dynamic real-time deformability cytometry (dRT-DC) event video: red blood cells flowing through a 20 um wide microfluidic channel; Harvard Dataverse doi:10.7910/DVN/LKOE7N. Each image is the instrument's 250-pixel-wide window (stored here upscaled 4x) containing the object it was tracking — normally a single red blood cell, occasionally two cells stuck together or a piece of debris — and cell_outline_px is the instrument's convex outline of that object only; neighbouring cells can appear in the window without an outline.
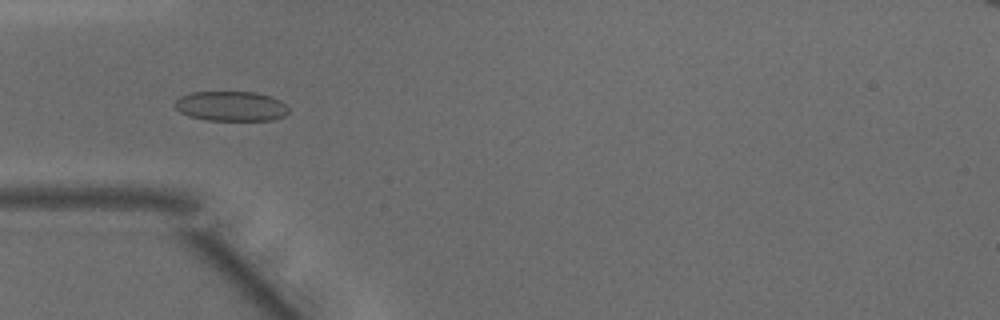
{"species": "common noctule bat (a hibernating species)", "species_latin": "Nyctalus noctula", "temperature_condition": "warm", "stored_images_in_passage": 48, "camera_frame_rate_fps": 3000, "um_per_image_px": 0.085, "animal": {"sex": "male", "body_mass_g": 15.6}, "frame": {"image": 1, "passage_image": 15, "time_ms": 4.667, "image_size_px": [1000, 320], "cell_outline_px": [[288, 112], [284, 116], [272, 120], [208, 120], [188, 116], [180, 112], [176, 108], [176, 100], [180, 96], [192, 92], [256, 92], [272, 96], [280, 100], [288, 108]], "centroid_in_image_um": [19.65, 9.02], "position_along_channel_um": 65.4, "area_um2": 19.77}}
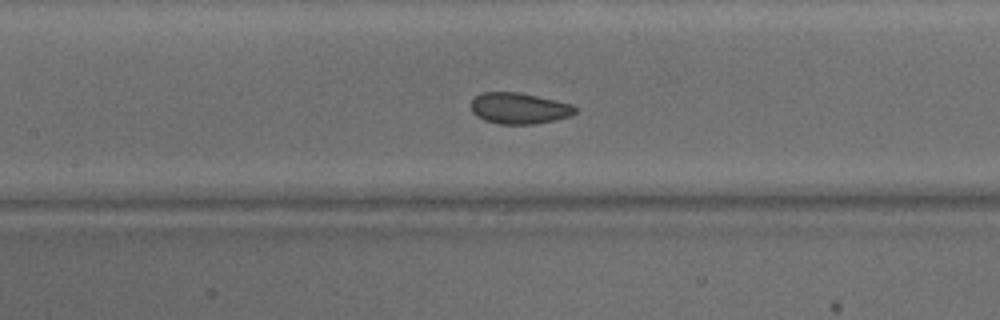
{"frame": {"image": 2, "passage_image": 22, "time_ms": 7.0, "image_size_px": [1000, 320], "cell_outline_px": [[576, 112], [568, 116], [536, 124], [500, 124], [484, 120], [476, 116], [472, 112], [472, 100], [476, 96], [484, 92], [520, 92], [556, 100], [572, 104], [576, 108]], "centroid_in_image_um": [44.11, 9.2], "position_along_channel_um": 163.3, "area_um2": 18.79}}
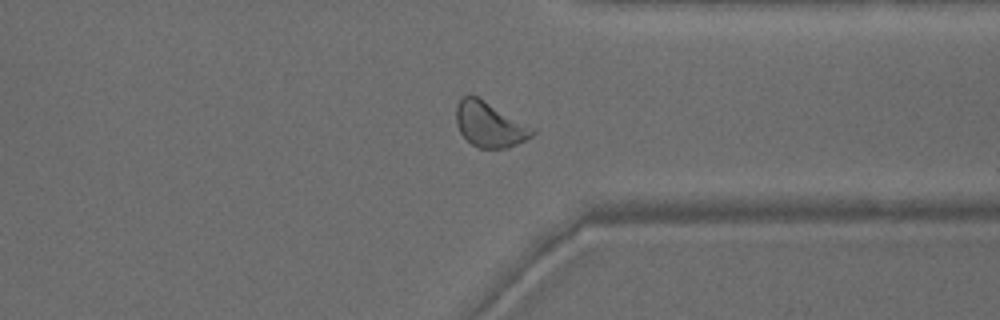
{"frame": {"image": 3, "passage_image": 37, "time_ms": 12.0, "image_size_px": [1000, 320], "cell_outline_px": [[536, 132], [532, 136], [508, 148], [480, 148], [472, 144], [460, 132], [456, 124], [456, 104], [464, 96], [476, 96], [484, 100], [536, 128]], "centroid_in_image_um": [41.64, 10.59], "position_along_channel_um": 369.8, "area_um2": 19.94}, "authors_computed_cell_mechanics": {"area_um2": 20.0855, "velocity_mm_per_s": 4.1746, "shape_relaxation_time_tau1_ms": 5.7515, "shape_relaxation_time_tau2_ms": 3.0052, "deformation_change_tau1": 0.1061, "deformation_change_tau2": 0.0606}}